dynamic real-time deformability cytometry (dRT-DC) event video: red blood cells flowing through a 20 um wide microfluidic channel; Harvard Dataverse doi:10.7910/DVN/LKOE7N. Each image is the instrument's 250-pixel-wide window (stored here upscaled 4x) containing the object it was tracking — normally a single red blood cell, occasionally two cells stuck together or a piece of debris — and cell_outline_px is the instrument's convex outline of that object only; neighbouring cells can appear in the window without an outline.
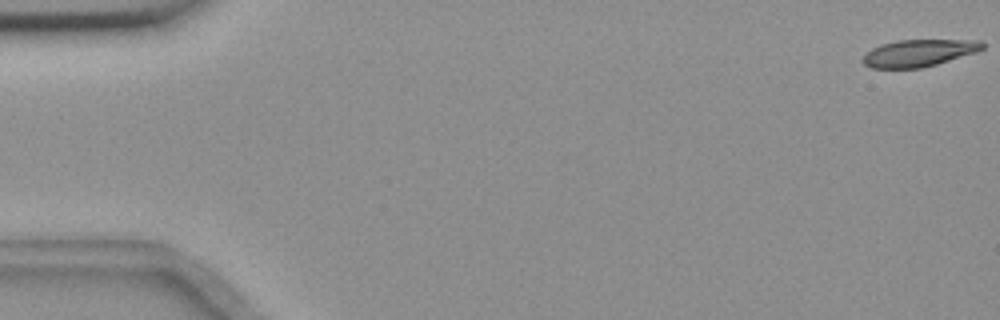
{"species": "common noctule bat (a hibernating species)", "species_latin": "Nyctalus noctula", "temperature_condition": "room temperature", "stored_images_in_passage": 54, "camera_frame_rate_fps": 3000, "um_per_image_px": 0.085, "animal": {"sex": "female", "body_mass_g": 18.4}, "frame": {"image": 1, "passage_image": 1, "time_ms": 0.0, "image_size_px": [1000, 320], "cell_outline_px": [[984, 48], [976, 52], [936, 64], [920, 68], [872, 68], [864, 64], [860, 60], [872, 48], [880, 44], [896, 40], [980, 40], [984, 44]], "centroid_in_image_um": [78.07, 4.5], "position_along_channel_um": 6.9, "area_um2": 18.79}}
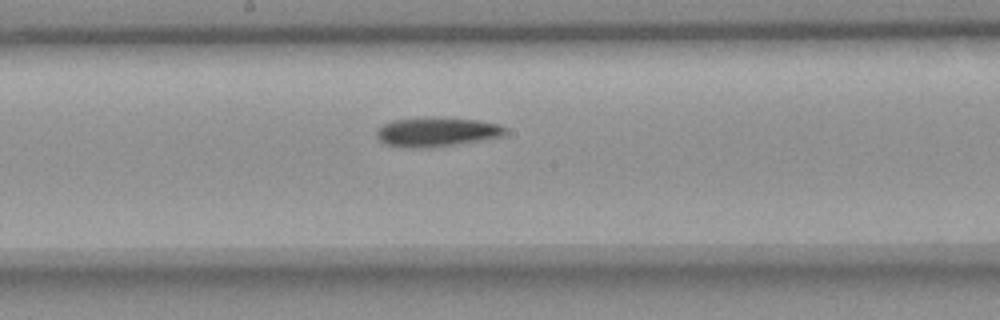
{"frame": {"image": 2, "passage_image": 30, "time_ms": 9.667, "image_size_px": [1000, 320], "cell_outline_px": [[508, 132], [504, 136], [432, 148], [412, 148], [388, 144], [380, 140], [376, 136], [376, 128], [392, 120], [476, 120], [500, 124], [508, 128]], "centroid_in_image_um": [37.16, 11.26], "position_along_channel_um": 211.0, "area_um2": 21.04}}
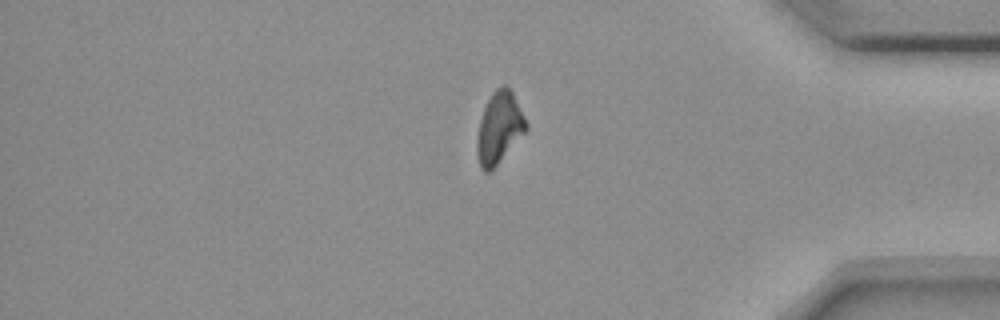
{"frame": {"image": 3, "passage_image": 47, "time_ms": 15.333, "image_size_px": [1000, 320], "cell_outline_px": [[528, 128], [496, 164], [488, 172], [484, 172], [480, 168], [476, 152], [476, 136], [480, 120], [484, 108], [492, 92], [496, 88], [504, 84], [512, 92], [528, 124]], "centroid_in_image_um": [42.4, 10.85], "position_along_channel_um": 392.8, "area_um2": 20.06}}